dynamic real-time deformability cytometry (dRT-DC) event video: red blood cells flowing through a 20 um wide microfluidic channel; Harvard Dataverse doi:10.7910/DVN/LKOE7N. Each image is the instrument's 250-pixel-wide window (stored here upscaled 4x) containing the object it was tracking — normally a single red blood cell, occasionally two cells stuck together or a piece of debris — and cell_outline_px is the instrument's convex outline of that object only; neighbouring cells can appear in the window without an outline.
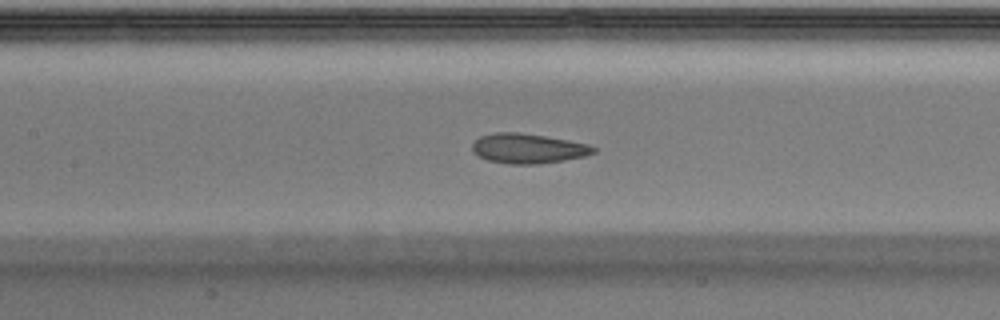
{"species": "Egyptian fruit bat (a non-hibernating species)", "species_latin": "Rousettus aegyptiacus", "temperature_condition": "warm", "stored_images_in_passage": 40, "camera_frame_rate_fps": 3000, "um_per_image_px": 0.085, "animal": {"sex": "male"}, "frame": {"image": 1, "passage_image": 18, "time_ms": 5.667, "image_size_px": [1000, 320], "cell_outline_px": [[596, 152], [584, 156], [564, 160], [540, 164], [508, 164], [488, 160], [472, 152], [472, 144], [480, 136], [496, 132], [520, 132], [568, 140], [588, 144], [596, 148]], "centroid_in_image_um": [44.87, 12.62], "position_along_channel_um": 162.5, "area_um2": 21.04}}